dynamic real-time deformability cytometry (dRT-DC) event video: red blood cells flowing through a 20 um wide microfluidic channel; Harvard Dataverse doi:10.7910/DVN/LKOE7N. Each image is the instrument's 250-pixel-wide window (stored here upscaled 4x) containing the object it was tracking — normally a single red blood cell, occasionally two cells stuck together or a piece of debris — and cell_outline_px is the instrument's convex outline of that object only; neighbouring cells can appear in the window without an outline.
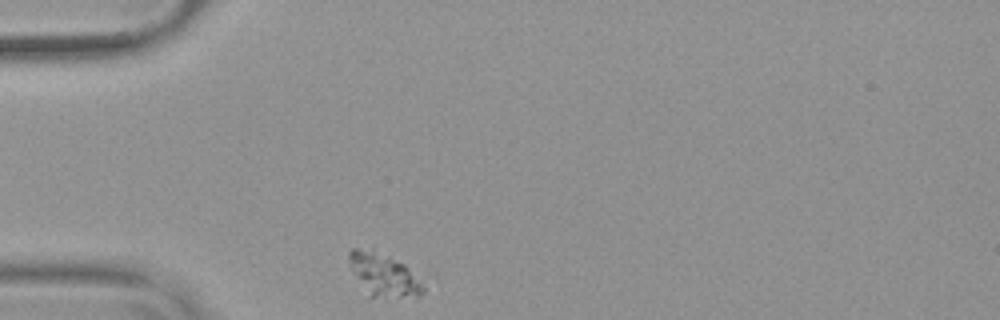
{"species": "common noctule bat (a hibernating species)", "species_latin": "Nyctalus noctula", "temperature_condition": "warm", "stored_images_in_passage": 42, "camera_frame_rate_fps": 3000, "um_per_image_px": 0.085, "animal": {"sex": "female", "body_mass_g": 19.9}, "frame": {"image": 1, "passage_image": 1, "time_ms": 0.0, "image_size_px": [1000, 320], "cell_outline_px": [[424, 292], [420, 296], [368, 296], [352, 268], [348, 260], [348, 252], [352, 248], [372, 248], [404, 264], [408, 268], [424, 288]], "centroid_in_image_um": [32.57, 23.31], "position_along_channel_um": 52.4, "area_um2": 17.86}}
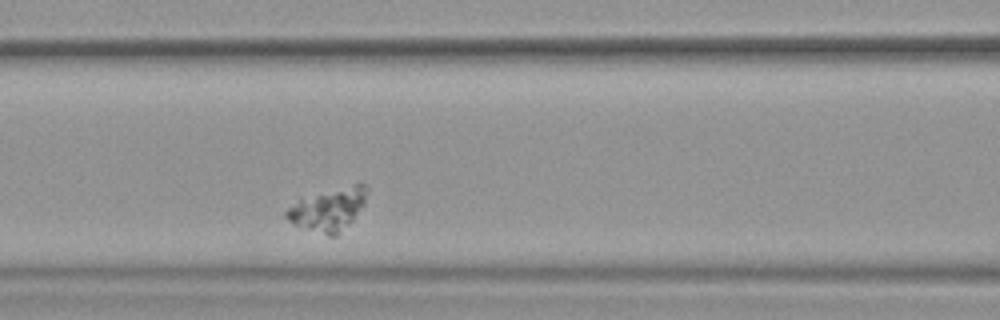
{"frame": {"image": 2, "passage_image": 10, "time_ms": 3.0, "image_size_px": [1000, 320], "cell_outline_px": [[368, 188], [364, 204], [352, 220], [336, 236], [328, 236], [296, 224], [288, 220], [284, 216], [284, 212], [288, 208], [300, 200], [360, 180]], "centroid_in_image_um": [27.97, 17.77], "position_along_channel_um": 138.6, "area_um2": 19.59}}
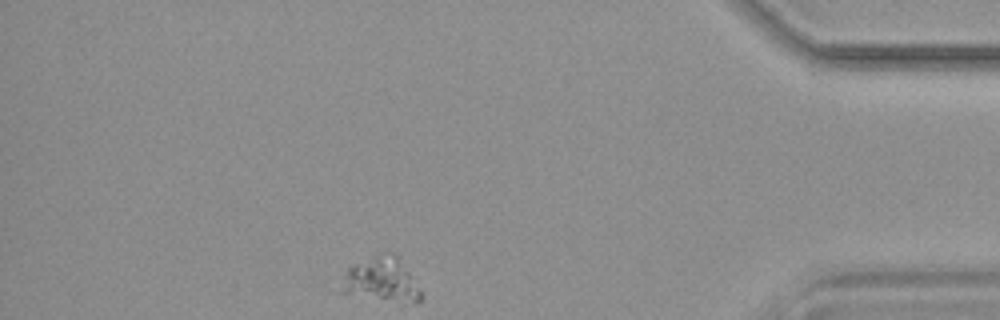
{"frame": {"image": 3, "passage_image": 36, "time_ms": 11.667, "image_size_px": [1000, 320], "cell_outline_px": [[424, 296], [420, 300], [404, 304], [340, 292], [344, 276], [348, 268], [352, 264], [372, 256], [396, 256], [408, 272]], "centroid_in_image_um": [32.41, 23.85], "position_along_channel_um": 402.8, "area_um2": 19.88}}